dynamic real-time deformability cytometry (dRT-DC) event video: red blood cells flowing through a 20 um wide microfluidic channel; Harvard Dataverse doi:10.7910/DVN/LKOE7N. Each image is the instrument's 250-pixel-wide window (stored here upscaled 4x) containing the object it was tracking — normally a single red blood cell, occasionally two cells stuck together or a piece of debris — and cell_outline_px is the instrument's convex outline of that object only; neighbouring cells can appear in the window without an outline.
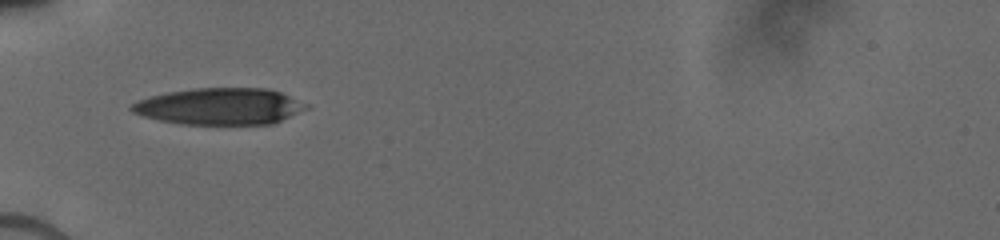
{"species": "human", "species_latin": "Homo sapiens", "temperature_condition": "cold", "stored_images_in_passage": 3, "camera_frame_rate_fps": 3000, "um_per_image_px": 0.085, "donor": {"sex": "male"}, "frame": {"image": 1, "passage_image": 1, "time_ms": 0.0, "image_size_px": [1000, 240], "cell_outline_px": [[312, 104], [308, 108], [272, 124], [180, 124], [160, 120], [144, 116], [132, 112], [128, 108], [132, 104], [140, 100], [152, 96], [168, 92], [196, 88], [268, 88], [280, 92]], "centroid_in_image_um": [18.73, 9.04], "position_along_channel_um": 66.3, "area_um2": 37.22}}